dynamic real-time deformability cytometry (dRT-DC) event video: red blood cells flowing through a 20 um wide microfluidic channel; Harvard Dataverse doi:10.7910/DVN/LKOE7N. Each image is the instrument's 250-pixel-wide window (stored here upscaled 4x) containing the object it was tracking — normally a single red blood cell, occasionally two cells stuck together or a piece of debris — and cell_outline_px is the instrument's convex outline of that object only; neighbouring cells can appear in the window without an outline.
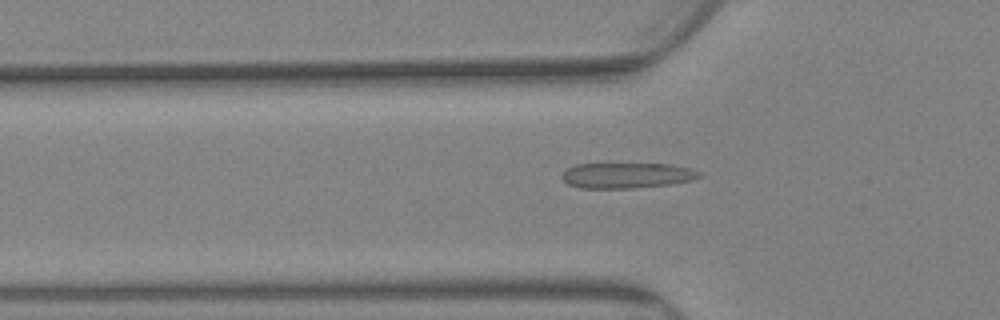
{"species": "Egyptian fruit bat (a non-hibernating species)", "species_latin": "Rousettus aegyptiacus", "temperature_condition": "warm", "stored_images_in_passage": 83, "camera_frame_rate_fps": 3000, "um_per_image_px": 0.085, "animal": {"sex": "female"}, "frame": {"image": 1, "passage_image": 28, "time_ms": 9.0, "image_size_px": [1000, 320], "cell_outline_px": [[700, 176], [692, 180], [672, 184], [632, 188], [580, 188], [568, 184], [560, 176], [568, 168], [576, 164], [672, 164], [688, 168], [700, 172]], "centroid_in_image_um": [53.26, 14.91], "position_along_channel_um": 72.5, "area_um2": 20.29}}
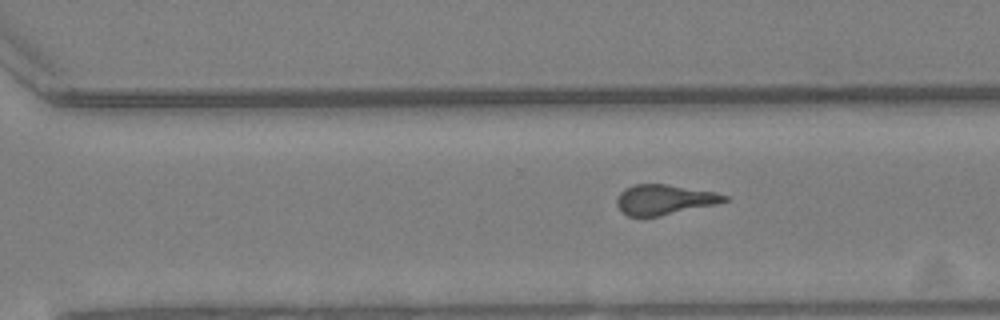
{"frame": {"image": 2, "passage_image": 57, "time_ms": 18.667, "image_size_px": [1000, 320], "cell_outline_px": [[728, 200], [716, 204], [660, 216], [628, 216], [616, 204], [616, 200], [620, 192], [624, 188], [632, 184], [664, 184], [716, 192], [728, 196]], "centroid_in_image_um": [56.46, 16.96], "position_along_channel_um": 314.1, "area_um2": 18.73}}
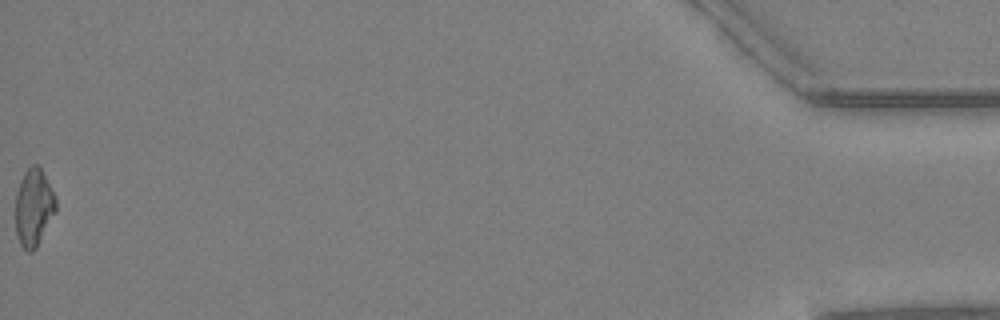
{"frame": {"image": 3, "passage_image": 83, "time_ms": 27.333, "image_size_px": [1000, 320], "cell_outline_px": [[56, 208], [36, 248], [32, 252], [28, 252], [20, 244], [16, 232], [16, 192], [20, 180], [24, 172], [32, 164], [36, 164], [40, 168], [56, 200]], "centroid_in_image_um": [2.83, 17.64], "position_along_channel_um": 432.4, "area_um2": 17.69}, "authors_computed_cell_mechanics": {"area_um2": 19.7676, "velocity_mm_per_s": 2.4996, "shape_relaxation_time_tau1_ms": null, "shape_relaxation_time_tau2_ms": 1.4338, "deformation_change_tau1": null, "deformation_change_tau2": 0.1119}}